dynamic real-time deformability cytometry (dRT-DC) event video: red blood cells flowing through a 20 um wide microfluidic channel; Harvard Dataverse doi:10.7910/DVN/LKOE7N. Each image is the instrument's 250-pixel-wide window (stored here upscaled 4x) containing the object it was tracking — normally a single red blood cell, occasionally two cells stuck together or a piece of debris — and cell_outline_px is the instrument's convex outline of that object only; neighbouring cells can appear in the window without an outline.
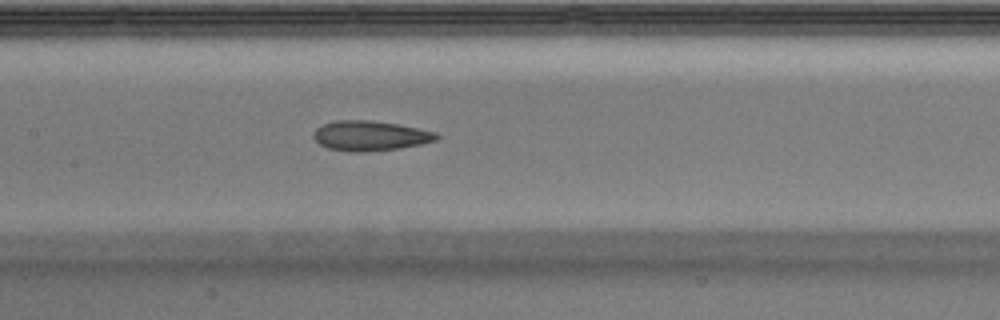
{"species": "Egyptian fruit bat (a non-hibernating species)", "species_latin": "Rousettus aegyptiacus", "temperature_condition": "warm", "stored_images_in_passage": 30, "camera_frame_rate_fps": 3000, "um_per_image_px": 0.085, "animal": {"sex": "male"}, "frame": {"image": 1, "passage_image": 9, "time_ms": 2.667, "image_size_px": [1000, 320], "cell_outline_px": [[440, 136], [436, 140], [420, 144], [400, 148], [360, 152], [348, 152], [328, 148], [320, 144], [312, 136], [316, 128], [324, 124], [336, 120], [368, 120], [396, 124], [436, 132]], "centroid_in_image_um": [31.44, 11.54], "position_along_channel_um": 176.0, "area_um2": 21.27}}
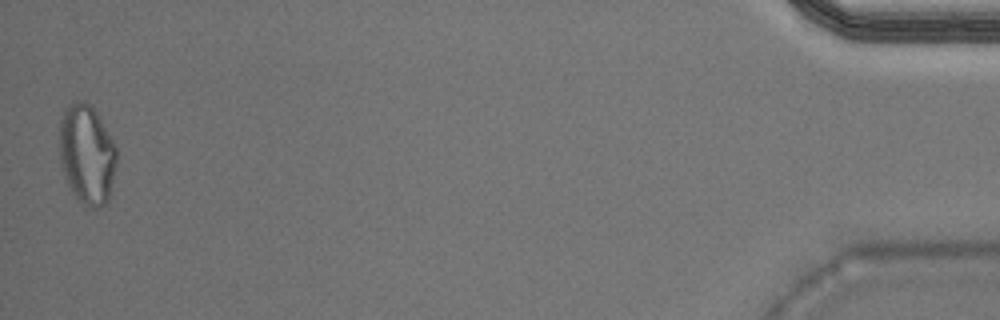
{"frame": {"image": 2, "passage_image": 30, "time_ms": 9.667, "image_size_px": [1000, 320], "cell_outline_px": [[116, 164], [108, 200], [104, 204], [96, 208], [92, 208], [84, 204], [72, 192], [68, 184], [60, 164], [60, 120], [64, 108], [68, 104], [84, 100], [96, 112], [112, 140], [116, 148]], "centroid_in_image_um": [7.37, 13.11], "position_along_channel_um": 427.8, "area_um2": 32.77}}